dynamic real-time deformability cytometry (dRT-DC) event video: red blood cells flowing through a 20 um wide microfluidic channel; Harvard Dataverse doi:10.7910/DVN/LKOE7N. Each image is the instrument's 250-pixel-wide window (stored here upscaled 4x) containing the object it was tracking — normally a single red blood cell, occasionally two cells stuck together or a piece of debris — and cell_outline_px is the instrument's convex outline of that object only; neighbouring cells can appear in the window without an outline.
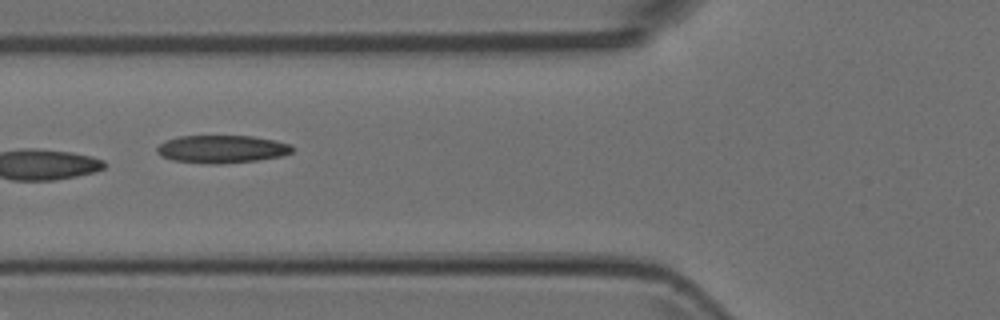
{"species": "Egyptian fruit bat (a non-hibernating species)", "species_latin": "Rousettus aegyptiacus", "temperature_condition": "room temperature", "stored_images_in_passage": 9, "camera_frame_rate_fps": 3000, "um_per_image_px": 0.085, "animal": {"sex": "female"}, "frame": {"image": 1, "passage_image": 6, "time_ms": 1.667, "image_size_px": [1000, 320], "cell_outline_px": [[296, 148], [292, 152], [284, 156], [256, 160], [220, 164], [212, 164], [172, 160], [160, 156], [156, 152], [156, 148], [164, 140], [180, 136], [252, 136], [276, 140], [292, 144]], "centroid_in_image_um": [18.89, 12.67], "position_along_channel_um": 106.9, "area_um2": 22.2}}
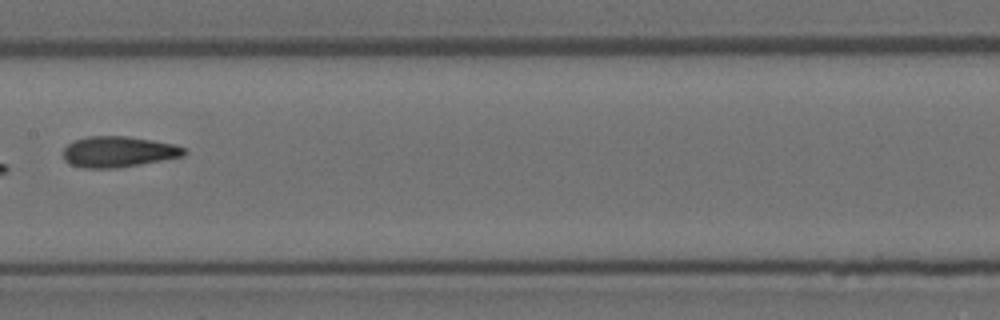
{"frame": {"image": 2, "passage_image": 8, "time_ms": 2.333, "image_size_px": [1000, 320], "cell_outline_px": [[188, 152], [184, 156], [140, 164], [116, 168], [84, 168], [72, 164], [64, 160], [64, 148], [72, 140], [88, 136], [128, 136], [152, 140], [172, 144], [184, 148]], "centroid_in_image_um": [10.05, 12.89], "position_along_channel_um": 197.3, "area_um2": 21.68}}
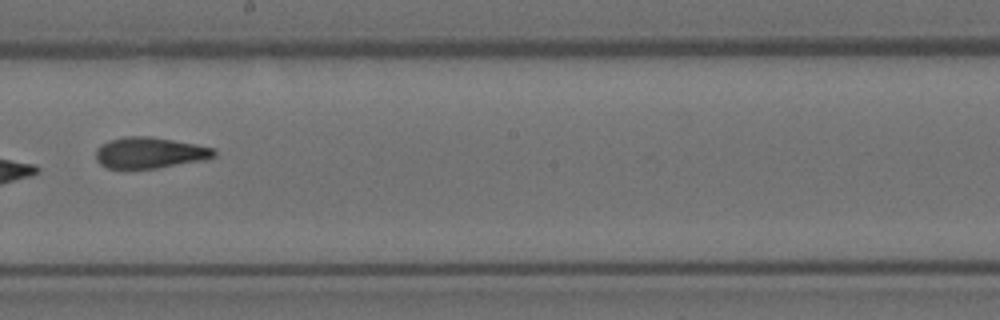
{"frame": {"image": 3, "passage_image": 9, "time_ms": 2.667, "image_size_px": [1000, 320], "cell_outline_px": [[216, 156], [204, 160], [156, 168], [108, 168], [100, 164], [96, 160], [96, 148], [100, 144], [108, 140], [124, 136], [148, 136], [196, 144], [216, 148]], "centroid_in_image_um": [12.72, 12.97], "position_along_channel_um": 235.5, "area_um2": 21.5}}